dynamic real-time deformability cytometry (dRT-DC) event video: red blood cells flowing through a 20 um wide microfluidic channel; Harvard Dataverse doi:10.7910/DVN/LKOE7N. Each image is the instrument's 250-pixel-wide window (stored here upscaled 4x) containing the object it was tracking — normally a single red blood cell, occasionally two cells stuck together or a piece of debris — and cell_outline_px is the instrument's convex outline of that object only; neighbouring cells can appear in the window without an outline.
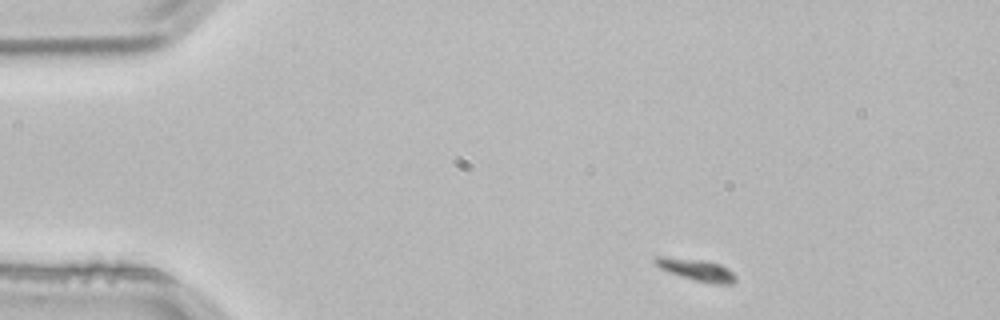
{"species": "common noctule bat (a hibernating species)", "species_latin": "Nyctalus noctula", "temperature_condition": "room temperature", "stored_images_in_passage": 3, "camera_frame_rate_fps": 3000, "um_per_image_px": 0.085, "animal": {"sex": "male", "body_mass_g": 21.5, "forearm_length_mm": 52.0}, "frame": {"image": 1, "passage_image": 1, "time_ms": 0.0, "image_size_px": [1000, 320], "cell_outline_px": [[736, 280], [732, 284], [712, 284], [680, 276], [668, 272], [660, 268], [652, 260], [656, 256], [668, 256], [700, 260], [720, 264], [728, 268], [736, 276]], "centroid_in_image_um": [59.19, 22.93], "position_along_channel_um": 25.8, "area_um2": 10.29}}
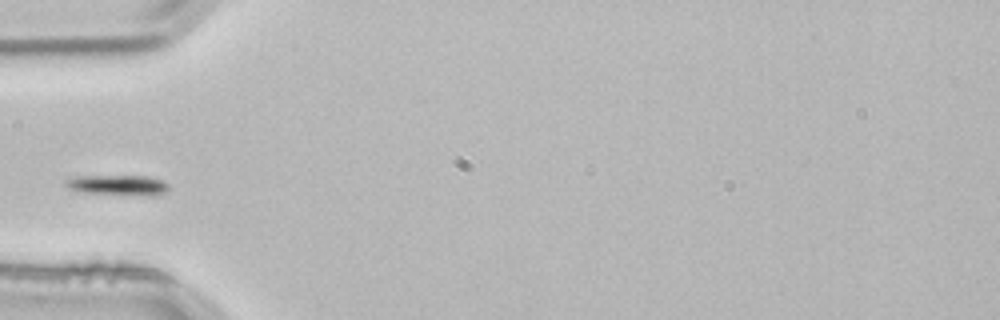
{"frame": {"image": 2, "passage_image": 3, "time_ms": 0.667, "image_size_px": [1000, 320], "cell_outline_px": [[168, 192], [164, 196], [148, 196], [84, 192], [68, 188], [64, 184], [64, 180], [76, 176], [148, 176], [164, 180], [168, 184]], "centroid_in_image_um": [10.13, 15.74], "position_along_channel_um": 74.9, "area_um2": 12.48}}